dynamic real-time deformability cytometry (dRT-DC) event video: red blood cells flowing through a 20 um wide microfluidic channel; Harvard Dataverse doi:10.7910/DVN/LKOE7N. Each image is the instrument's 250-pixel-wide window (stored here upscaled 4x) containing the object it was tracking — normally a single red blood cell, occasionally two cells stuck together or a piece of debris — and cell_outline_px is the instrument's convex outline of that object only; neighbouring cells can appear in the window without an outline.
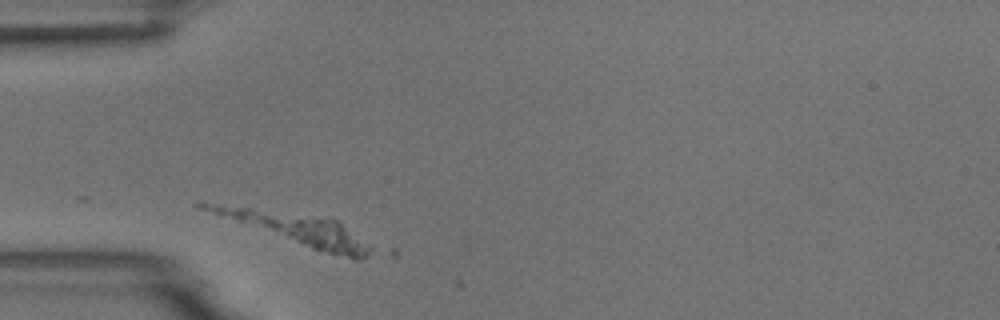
{"species": "common noctule bat (a hibernating species)", "species_latin": "Nyctalus noctula", "temperature_condition": "room temperature", "stored_images_in_passage": 3, "camera_frame_rate_fps": 3000, "um_per_image_px": 0.085, "animal": {"sex": "male", "body_mass_g": 18.8}, "frame": {"image": 1, "passage_image": 2, "time_ms": 0.333, "image_size_px": [1000, 320], "cell_outline_px": [[372, 248], [364, 256], [356, 260], [312, 248], [220, 216], [200, 208], [196, 204], [220, 204], [336, 220]], "centroid_in_image_um": [25.27, 19.48], "position_along_channel_um": 59.7, "area_um2": 27.11}}